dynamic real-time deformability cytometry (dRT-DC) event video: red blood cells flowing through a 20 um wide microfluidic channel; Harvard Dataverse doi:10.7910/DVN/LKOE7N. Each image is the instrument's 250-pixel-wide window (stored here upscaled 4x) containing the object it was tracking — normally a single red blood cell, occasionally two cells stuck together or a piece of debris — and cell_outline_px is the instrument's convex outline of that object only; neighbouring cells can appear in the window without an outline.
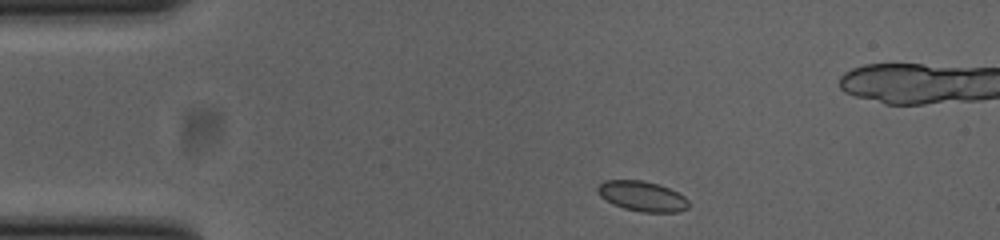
{"species": "common noctule bat (a hibernating species)", "species_latin": "Nyctalus noctula", "temperature_condition": "cold", "stored_images_in_passage": 45, "camera_frame_rate_fps": 3000, "um_per_image_px": 0.085, "animal": {"sex": "female", "body_mass_g": 23.0, "forearm_length_mm": 53.4}, "frame": {"image": 1, "passage_image": 1, "time_ms": 0.0, "image_size_px": [1000, 240], "cell_outline_px": [[688, 208], [676, 212], [644, 212], [624, 208], [612, 204], [600, 196], [596, 188], [604, 180], [640, 180], [656, 184], [668, 188], [684, 196], [688, 200]], "centroid_in_image_um": [54.56, 16.68], "position_along_channel_um": 30.4, "area_um2": 15.78}}
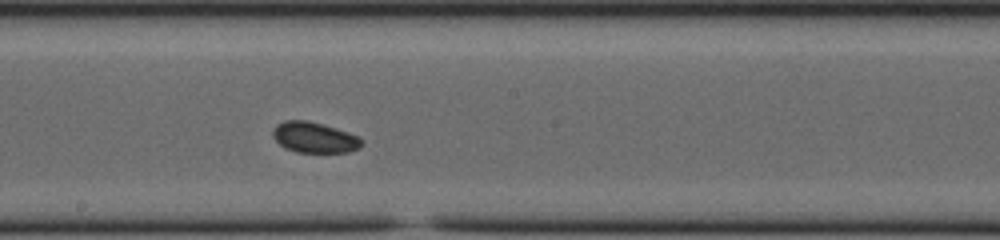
{"frame": {"image": 2, "passage_image": 20, "time_ms": 6.333, "image_size_px": [1000, 240], "cell_outline_px": [[364, 144], [360, 148], [348, 152], [296, 152], [284, 148], [272, 136], [272, 132], [276, 124], [284, 120], [308, 120], [336, 128], [360, 136], [364, 140]], "centroid_in_image_um": [26.75, 11.68], "position_along_channel_um": 221.5, "area_um2": 16.13}}
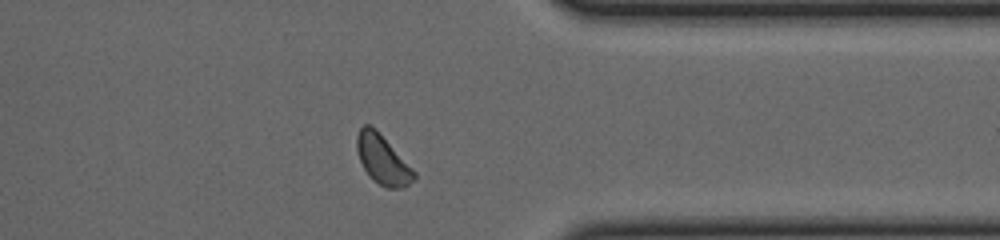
{"frame": {"image": 3, "passage_image": 33, "time_ms": 10.667, "image_size_px": [1000, 240], "cell_outline_px": [[416, 176], [404, 188], [388, 188], [380, 184], [364, 168], [360, 160], [356, 148], [356, 136], [360, 128], [364, 124], [368, 124], [376, 128], [416, 172]], "centroid_in_image_um": [32.52, 13.52], "position_along_channel_um": 378.9, "area_um2": 16.13}, "authors_computed_cell_mechanics": {"area_um2": 15.7794, "velocity_mm_per_s": 3.8253, "shape_relaxation_time_tau1_ms": null, "shape_relaxation_time_tau2_ms": 3.9758, "deformation_change_tau1": null, "deformation_change_tau2": 0.0563}}